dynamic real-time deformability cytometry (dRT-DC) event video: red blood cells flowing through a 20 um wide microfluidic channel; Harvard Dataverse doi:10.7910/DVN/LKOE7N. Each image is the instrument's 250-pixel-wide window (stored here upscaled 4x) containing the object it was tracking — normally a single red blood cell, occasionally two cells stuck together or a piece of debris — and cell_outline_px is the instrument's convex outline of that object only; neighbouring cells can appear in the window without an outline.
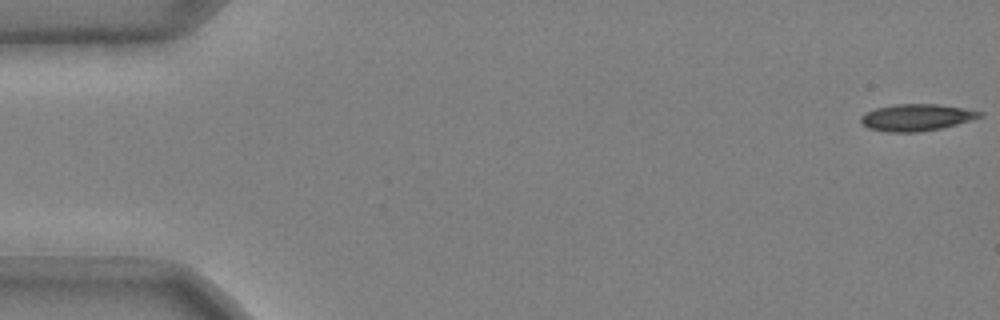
{"species": "common noctule bat (a hibernating species)", "species_latin": "Nyctalus noctula", "temperature_condition": "cold", "stored_images_in_passage": 49, "camera_frame_rate_fps": 3000, "um_per_image_px": 0.085, "animal": {"sex": "male", "body_mass_g": 20.4}, "frame": {"image": 1, "passage_image": 1, "time_ms": 0.0, "image_size_px": [1000, 320], "cell_outline_px": [[984, 116], [956, 124], [940, 128], [920, 132], [888, 132], [868, 128], [860, 120], [860, 116], [864, 112], [876, 108], [896, 104], [936, 104], [964, 108], [984, 112]], "centroid_in_image_um": [77.89, 9.98], "position_along_channel_um": 7.1, "area_um2": 18.55}}
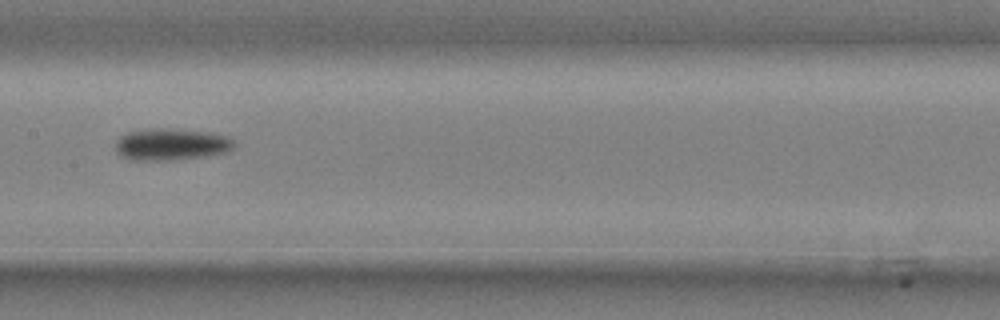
{"frame": {"image": 2, "passage_image": 27, "time_ms": 8.667, "image_size_px": [1000, 320], "cell_outline_px": [[236, 144], [228, 152], [208, 156], [180, 160], [128, 160], [120, 156], [116, 152], [116, 144], [120, 136], [128, 132], [160, 128], [212, 132], [228, 136]], "centroid_in_image_um": [14.58, 12.29], "position_along_channel_um": 192.8, "area_um2": 22.2}}
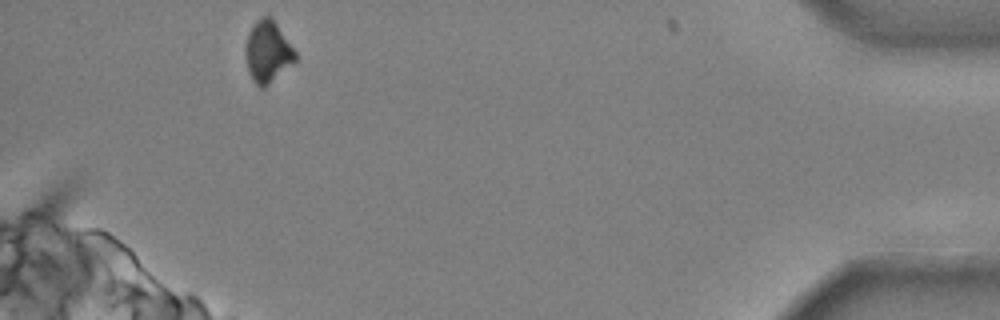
{"frame": {"image": 3, "passage_image": 49, "time_ms": 16.0, "image_size_px": [1000, 320], "cell_outline_px": [[296, 60], [264, 88], [260, 88], [252, 80], [248, 72], [244, 48], [248, 32], [252, 24], [256, 20], [264, 16], [272, 16], [296, 52]], "centroid_in_image_um": [22.72, 4.37], "position_along_channel_um": 412.5, "area_um2": 17.98}, "authors_computed_cell_mechanics": {"area_um2": 19.5364, "velocity_mm_per_s": 3.7309, "shape_relaxation_time_tau1_ms": 3.3173, "shape_relaxation_time_tau2_ms": null, "deformation_change_tau1": 0.1252, "deformation_change_tau2": null}}